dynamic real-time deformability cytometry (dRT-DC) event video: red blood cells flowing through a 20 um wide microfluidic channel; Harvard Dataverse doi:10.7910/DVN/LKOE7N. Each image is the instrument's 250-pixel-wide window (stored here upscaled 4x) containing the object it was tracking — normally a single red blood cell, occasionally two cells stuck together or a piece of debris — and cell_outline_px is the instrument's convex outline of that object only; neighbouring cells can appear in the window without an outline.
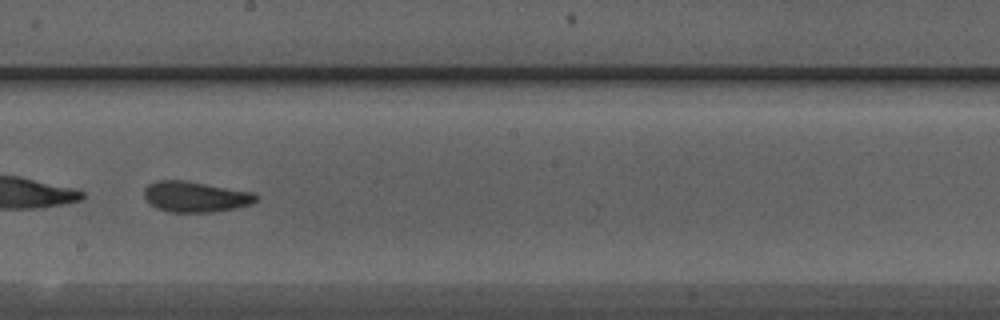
{"species": "Egyptian fruit bat (a non-hibernating species)", "species_latin": "Rousettus aegyptiacus", "temperature_condition": "warm", "stored_images_in_passage": 34, "camera_frame_rate_fps": 3000, "um_per_image_px": 0.085, "animal": {"sex": "male"}, "frame": {"image": 1, "passage_image": 15, "time_ms": 4.667, "image_size_px": [1000, 320], "cell_outline_px": [[260, 196], [252, 204], [212, 212], [172, 212], [156, 208], [144, 196], [144, 188], [148, 184], [156, 180], [184, 180], [252, 192]], "centroid_in_image_um": [16.6, 16.71], "position_along_channel_um": 231.6, "area_um2": 19.83}}